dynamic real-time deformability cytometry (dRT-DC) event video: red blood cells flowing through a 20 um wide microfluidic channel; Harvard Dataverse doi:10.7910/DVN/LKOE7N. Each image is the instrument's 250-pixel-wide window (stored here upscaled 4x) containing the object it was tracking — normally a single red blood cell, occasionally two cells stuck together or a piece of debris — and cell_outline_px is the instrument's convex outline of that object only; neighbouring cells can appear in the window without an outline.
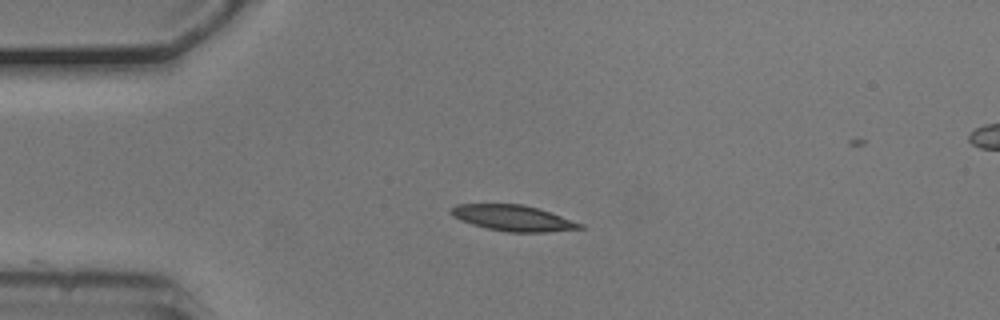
{"species": "common noctule bat (a hibernating species)", "species_latin": "Nyctalus noctula", "temperature_condition": "cold", "stored_images_in_passage": 39, "camera_frame_rate_fps": 3000, "um_per_image_px": 0.085, "animal": {"sex": "male", "body_mass_g": 20.5, "forearm_length_mm": 52.5}, "frame": {"image": 1, "passage_image": 1, "time_ms": 0.0, "image_size_px": [1000, 320], "cell_outline_px": [[584, 228], [548, 232], [508, 232], [488, 228], [472, 224], [460, 220], [452, 216], [452, 208], [456, 204], [520, 204], [536, 208], [584, 224]], "centroid_in_image_um": [43.61, 18.54], "position_along_channel_um": 41.4, "area_um2": 19.07}}
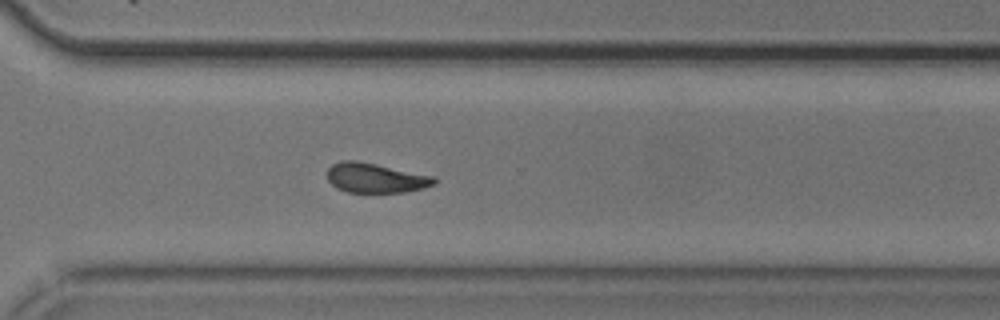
{"frame": {"image": 2, "passage_image": 27, "time_ms": 8.667, "image_size_px": [1000, 320], "cell_outline_px": [[436, 184], [424, 188], [404, 192], [348, 192], [336, 188], [328, 180], [328, 168], [332, 164], [340, 160], [356, 160], [436, 176]], "centroid_in_image_um": [31.94, 15.12], "position_along_channel_um": 338.7, "area_um2": 18.61}}
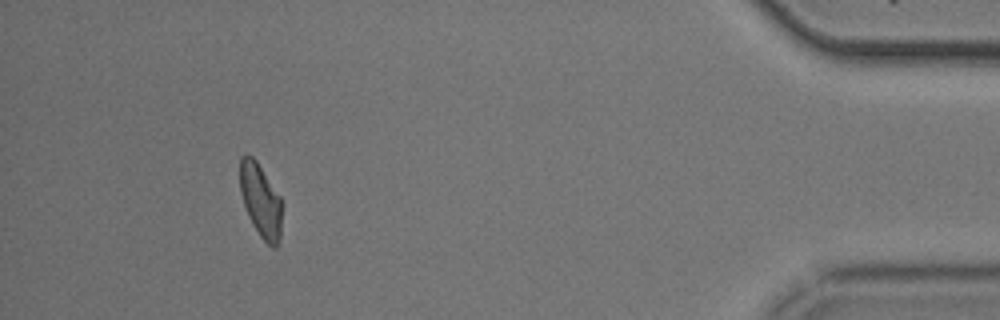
{"frame": {"image": 3, "passage_image": 38, "time_ms": 12.333, "image_size_px": [1000, 320], "cell_outline_px": [[284, 204], [280, 240], [276, 248], [272, 248], [260, 236], [252, 224], [248, 216], [240, 192], [240, 156], [252, 156], [256, 160], [280, 196]], "centroid_in_image_um": [22.2, 17.09], "position_along_channel_um": 413.0, "area_um2": 18.32}}